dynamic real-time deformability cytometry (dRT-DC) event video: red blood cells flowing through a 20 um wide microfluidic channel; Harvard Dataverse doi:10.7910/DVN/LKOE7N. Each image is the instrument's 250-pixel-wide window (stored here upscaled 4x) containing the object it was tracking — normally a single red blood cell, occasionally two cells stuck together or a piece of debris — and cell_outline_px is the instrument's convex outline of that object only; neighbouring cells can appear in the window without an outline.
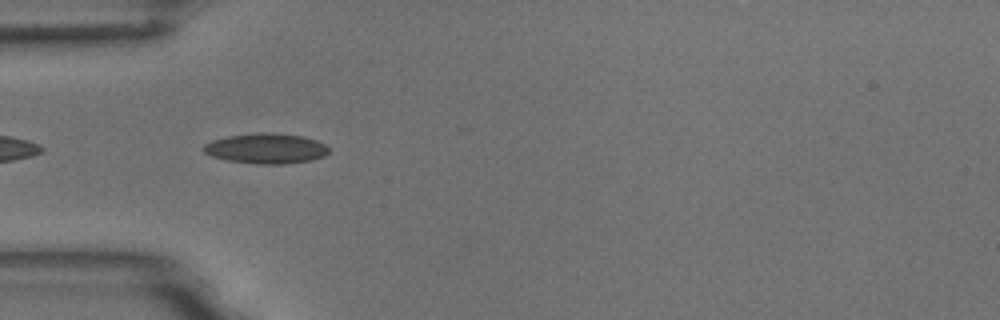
{"species": "common noctule bat (a hibernating species)", "species_latin": "Nyctalus noctula", "temperature_condition": "room temperature", "stored_images_in_passage": 4, "camera_frame_rate_fps": 3000, "um_per_image_px": 0.085, "animal": {"sex": "male", "body_mass_g": 18.8}, "frame": {"image": 1, "passage_image": 2, "time_ms": 0.333, "image_size_px": [1000, 320], "cell_outline_px": [[328, 152], [324, 156], [312, 160], [284, 164], [256, 164], [228, 160], [212, 156], [204, 152], [204, 144], [212, 140], [228, 136], [260, 132], [272, 132], [304, 136], [316, 140], [324, 144], [328, 148]], "centroid_in_image_um": [22.63, 12.61], "position_along_channel_um": 62.4, "area_um2": 22.08}}